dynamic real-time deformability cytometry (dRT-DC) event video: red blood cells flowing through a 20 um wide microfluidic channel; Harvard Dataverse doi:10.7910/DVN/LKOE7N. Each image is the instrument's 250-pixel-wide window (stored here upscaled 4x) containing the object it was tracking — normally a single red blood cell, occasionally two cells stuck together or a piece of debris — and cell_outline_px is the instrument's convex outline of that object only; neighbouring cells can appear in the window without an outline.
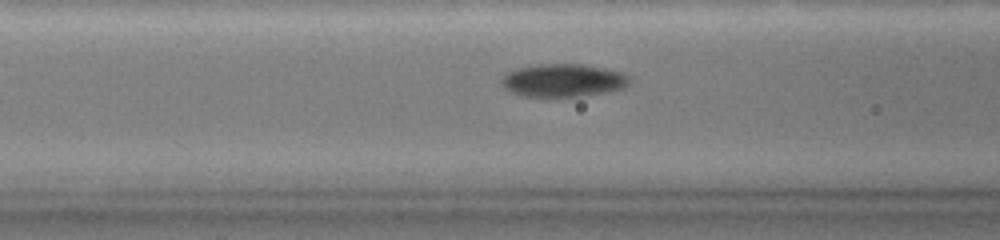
{"species": "common noctule bat (a hibernating species)", "species_latin": "Nyctalus noctula", "temperature_condition": "warm", "stored_images_in_passage": 48, "camera_frame_rate_fps": 3000, "um_per_image_px": 0.085, "animal": {"sex": "female", "body_mass_g": 19.0, "forearm_length_mm": 51.5}, "frame": {"image": 1, "passage_image": 25, "time_ms": 7.0, "image_size_px": [1000, 240], "cell_outline_px": [[628, 80], [620, 88], [600, 92], [572, 96], [532, 96], [516, 92], [508, 88], [504, 84], [504, 76], [512, 68], [536, 64], [580, 64], [604, 68], [620, 72], [628, 76]], "centroid_in_image_um": [47.83, 6.79], "position_along_channel_um": 118.8, "area_um2": 23.41}}
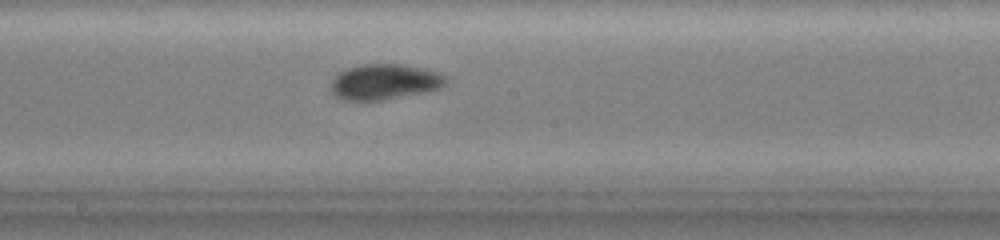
{"frame": {"image": 2, "passage_image": 34, "time_ms": 9.667, "image_size_px": [1000, 240], "cell_outline_px": [[444, 84], [436, 88], [380, 100], [348, 100], [340, 96], [332, 88], [332, 80], [340, 72], [348, 68], [364, 64], [404, 64], [436, 72], [444, 76]], "centroid_in_image_um": [32.65, 6.92], "position_along_channel_um": 215.6, "area_um2": 22.54}}
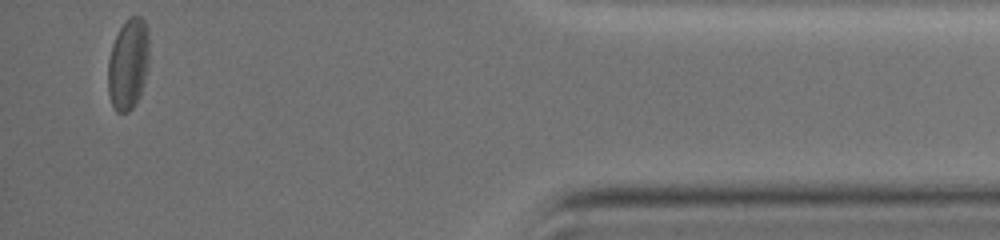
{"frame": {"image": 3, "passage_image": 48, "time_ms": 16.667, "image_size_px": [1000, 240], "cell_outline_px": [[148, 60], [144, 84], [140, 96], [132, 108], [128, 112], [116, 112], [112, 104], [108, 92], [108, 60], [112, 44], [120, 28], [128, 16], [140, 16], [144, 20], [148, 28]], "centroid_in_image_um": [10.9, 5.43], "position_along_channel_um": 424.3, "area_um2": 21.96}, "authors_computed_cell_mechanics": {"area_um2": 23.409, "velocity_mm_per_s": 3.6353, "shape_relaxation_time_tau1_ms": 8.6294, "shape_relaxation_time_tau2_ms": 2.9165, "deformation_change_tau1": 0.1641, "deformation_change_tau2": 0.0596}}